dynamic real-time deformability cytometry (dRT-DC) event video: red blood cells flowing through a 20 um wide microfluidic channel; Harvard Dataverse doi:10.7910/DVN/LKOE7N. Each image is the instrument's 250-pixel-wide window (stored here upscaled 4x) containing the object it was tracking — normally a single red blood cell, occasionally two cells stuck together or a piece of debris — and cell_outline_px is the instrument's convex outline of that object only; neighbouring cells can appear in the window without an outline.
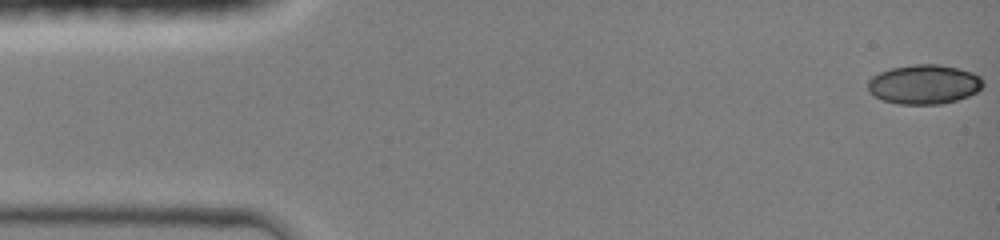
{"species": "common noctule bat (a hibernating species)", "species_latin": "Nyctalus noctula", "temperature_condition": "room temperature", "stored_images_in_passage": 47, "camera_frame_rate_fps": 3000, "um_per_image_px": 0.085, "animal": {"sex": "female", "body_mass_g": 19.0, "forearm_length_mm": 51.5}, "frame": {"image": 1, "passage_image": 1, "time_ms": 0.0, "image_size_px": [1000, 240], "cell_outline_px": [[984, 84], [976, 92], [968, 96], [956, 100], [940, 104], [900, 104], [884, 100], [868, 92], [868, 80], [872, 76], [880, 72], [892, 68], [916, 64], [940, 64], [972, 72], [980, 76], [984, 80]], "centroid_in_image_um": [78.55, 7.16], "position_along_channel_um": 6.4, "area_um2": 26.36}}
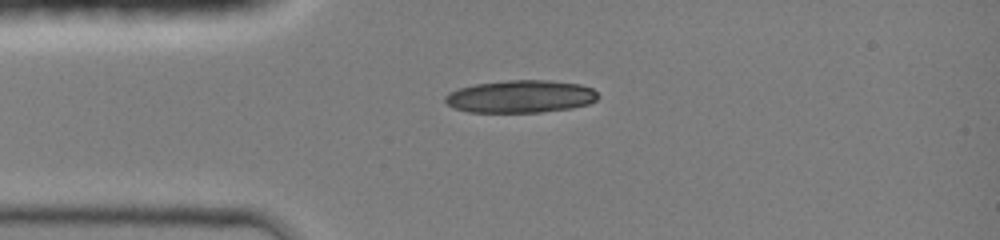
{"frame": {"image": 2, "passage_image": 14, "time_ms": 3.333, "image_size_px": [1000, 240], "cell_outline_px": [[600, 96], [596, 100], [588, 104], [572, 108], [540, 112], [468, 112], [452, 108], [444, 100], [444, 96], [448, 92], [460, 88], [476, 84], [508, 80], [548, 80], [580, 84], [592, 88]], "centroid_in_image_um": [44.24, 8.2], "position_along_channel_um": 40.8, "area_um2": 29.13}}